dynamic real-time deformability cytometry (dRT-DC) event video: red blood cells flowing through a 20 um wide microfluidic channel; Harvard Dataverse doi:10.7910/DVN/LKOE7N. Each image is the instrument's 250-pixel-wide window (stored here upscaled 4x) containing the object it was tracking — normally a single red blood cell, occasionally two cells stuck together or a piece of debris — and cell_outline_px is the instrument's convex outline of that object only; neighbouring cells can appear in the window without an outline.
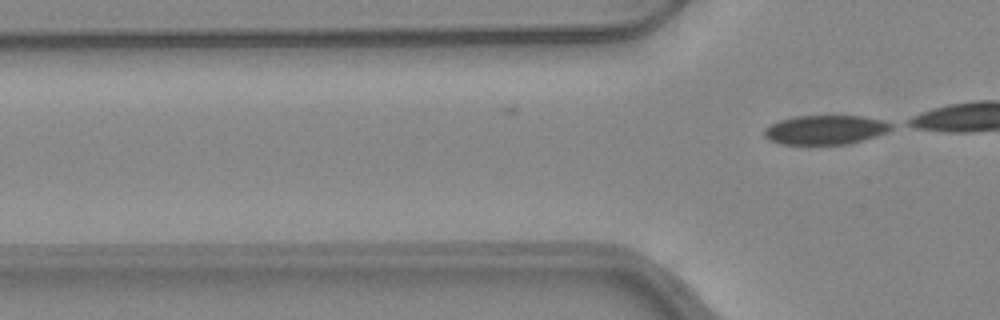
{"species": "common noctule bat (a hibernating species)", "species_latin": "Nyctalus noctula", "temperature_condition": "warm", "stored_images_in_passage": 9, "camera_frame_rate_fps": 3000, "um_per_image_px": 0.085, "animal": {"sex": "female", "body_mass_g": 24.6, "forearm_length_mm": 56.2}, "frame": {"image": 1, "passage_image": 9, "time_ms": 2.667, "image_size_px": [1000, 320], "cell_outline_px": [[892, 128], [876, 136], [848, 144], [780, 144], [768, 140], [764, 136], [764, 128], [780, 120], [796, 116], [860, 116], [884, 120], [892, 124]], "centroid_in_image_um": [70.13, 11.03], "position_along_channel_um": 55.7, "area_um2": 21.5}}